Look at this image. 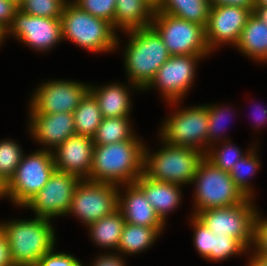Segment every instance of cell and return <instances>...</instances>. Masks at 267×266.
<instances>
[{
	"mask_svg": "<svg viewBox=\"0 0 267 266\" xmlns=\"http://www.w3.org/2000/svg\"><path fill=\"white\" fill-rule=\"evenodd\" d=\"M154 10L144 0H116L114 29L126 31L151 25Z\"/></svg>",
	"mask_w": 267,
	"mask_h": 266,
	"instance_id": "7402d4cb",
	"label": "cell"
},
{
	"mask_svg": "<svg viewBox=\"0 0 267 266\" xmlns=\"http://www.w3.org/2000/svg\"><path fill=\"white\" fill-rule=\"evenodd\" d=\"M242 53L257 61L267 60V24L252 13L235 45Z\"/></svg>",
	"mask_w": 267,
	"mask_h": 266,
	"instance_id": "603a6c76",
	"label": "cell"
},
{
	"mask_svg": "<svg viewBox=\"0 0 267 266\" xmlns=\"http://www.w3.org/2000/svg\"><path fill=\"white\" fill-rule=\"evenodd\" d=\"M37 266H82L74 256L66 253H54L53 249L46 253Z\"/></svg>",
	"mask_w": 267,
	"mask_h": 266,
	"instance_id": "8d00e7d4",
	"label": "cell"
},
{
	"mask_svg": "<svg viewBox=\"0 0 267 266\" xmlns=\"http://www.w3.org/2000/svg\"><path fill=\"white\" fill-rule=\"evenodd\" d=\"M49 220L36 217L0 224L14 266H37L39 260L55 247V232Z\"/></svg>",
	"mask_w": 267,
	"mask_h": 266,
	"instance_id": "7a4b0ae2",
	"label": "cell"
},
{
	"mask_svg": "<svg viewBox=\"0 0 267 266\" xmlns=\"http://www.w3.org/2000/svg\"><path fill=\"white\" fill-rule=\"evenodd\" d=\"M30 130L37 142L56 149L76 134L73 113H30Z\"/></svg>",
	"mask_w": 267,
	"mask_h": 266,
	"instance_id": "ac0fdd59",
	"label": "cell"
},
{
	"mask_svg": "<svg viewBox=\"0 0 267 266\" xmlns=\"http://www.w3.org/2000/svg\"><path fill=\"white\" fill-rule=\"evenodd\" d=\"M97 261L94 262V266H125L124 260L120 256H116L114 253L99 256Z\"/></svg>",
	"mask_w": 267,
	"mask_h": 266,
	"instance_id": "b9f144b4",
	"label": "cell"
},
{
	"mask_svg": "<svg viewBox=\"0 0 267 266\" xmlns=\"http://www.w3.org/2000/svg\"><path fill=\"white\" fill-rule=\"evenodd\" d=\"M118 185L80 180L75 187L68 213L88 226L111 214L118 207Z\"/></svg>",
	"mask_w": 267,
	"mask_h": 266,
	"instance_id": "8fae6325",
	"label": "cell"
},
{
	"mask_svg": "<svg viewBox=\"0 0 267 266\" xmlns=\"http://www.w3.org/2000/svg\"><path fill=\"white\" fill-rule=\"evenodd\" d=\"M126 32L130 34L124 54L126 72L133 87L144 90L171 55L151 26Z\"/></svg>",
	"mask_w": 267,
	"mask_h": 266,
	"instance_id": "3957f363",
	"label": "cell"
},
{
	"mask_svg": "<svg viewBox=\"0 0 267 266\" xmlns=\"http://www.w3.org/2000/svg\"><path fill=\"white\" fill-rule=\"evenodd\" d=\"M80 180L76 175L54 170L48 182L24 207L31 208L36 217L50 220L52 217L66 215Z\"/></svg>",
	"mask_w": 267,
	"mask_h": 266,
	"instance_id": "7c38bea8",
	"label": "cell"
},
{
	"mask_svg": "<svg viewBox=\"0 0 267 266\" xmlns=\"http://www.w3.org/2000/svg\"><path fill=\"white\" fill-rule=\"evenodd\" d=\"M241 151L230 145V143L226 142V145L219 151L213 149L206 151L205 157L213 163L218 168L222 169L225 172H229L232 170L234 165L243 157Z\"/></svg>",
	"mask_w": 267,
	"mask_h": 266,
	"instance_id": "836d02e7",
	"label": "cell"
},
{
	"mask_svg": "<svg viewBox=\"0 0 267 266\" xmlns=\"http://www.w3.org/2000/svg\"><path fill=\"white\" fill-rule=\"evenodd\" d=\"M173 114L163 123L160 132L163 142L165 141V143L174 146L197 149L206 153V150H209L208 148H204L207 145L208 133V112L206 105H200L190 109L185 108Z\"/></svg>",
	"mask_w": 267,
	"mask_h": 266,
	"instance_id": "30bf717a",
	"label": "cell"
},
{
	"mask_svg": "<svg viewBox=\"0 0 267 266\" xmlns=\"http://www.w3.org/2000/svg\"><path fill=\"white\" fill-rule=\"evenodd\" d=\"M0 266H14L10 258L6 237L0 228Z\"/></svg>",
	"mask_w": 267,
	"mask_h": 266,
	"instance_id": "60d3db41",
	"label": "cell"
},
{
	"mask_svg": "<svg viewBox=\"0 0 267 266\" xmlns=\"http://www.w3.org/2000/svg\"><path fill=\"white\" fill-rule=\"evenodd\" d=\"M256 6H267V0H256Z\"/></svg>",
	"mask_w": 267,
	"mask_h": 266,
	"instance_id": "c3c4849f",
	"label": "cell"
},
{
	"mask_svg": "<svg viewBox=\"0 0 267 266\" xmlns=\"http://www.w3.org/2000/svg\"><path fill=\"white\" fill-rule=\"evenodd\" d=\"M248 250L239 240L224 235L213 233L212 250L210 253V260L220 261L228 259L231 255H239Z\"/></svg>",
	"mask_w": 267,
	"mask_h": 266,
	"instance_id": "1f68e13d",
	"label": "cell"
},
{
	"mask_svg": "<svg viewBox=\"0 0 267 266\" xmlns=\"http://www.w3.org/2000/svg\"><path fill=\"white\" fill-rule=\"evenodd\" d=\"M68 0H24L18 7L24 13L43 18H61Z\"/></svg>",
	"mask_w": 267,
	"mask_h": 266,
	"instance_id": "4dcf8cb0",
	"label": "cell"
},
{
	"mask_svg": "<svg viewBox=\"0 0 267 266\" xmlns=\"http://www.w3.org/2000/svg\"><path fill=\"white\" fill-rule=\"evenodd\" d=\"M89 92L97 100L102 117H129L131 100L126 86L110 84L98 89L97 87L89 86Z\"/></svg>",
	"mask_w": 267,
	"mask_h": 266,
	"instance_id": "44dd1931",
	"label": "cell"
},
{
	"mask_svg": "<svg viewBox=\"0 0 267 266\" xmlns=\"http://www.w3.org/2000/svg\"><path fill=\"white\" fill-rule=\"evenodd\" d=\"M81 10L110 22L114 28L116 0H74Z\"/></svg>",
	"mask_w": 267,
	"mask_h": 266,
	"instance_id": "d6a6232c",
	"label": "cell"
},
{
	"mask_svg": "<svg viewBox=\"0 0 267 266\" xmlns=\"http://www.w3.org/2000/svg\"><path fill=\"white\" fill-rule=\"evenodd\" d=\"M259 163L254 149L251 148V150L249 149L248 153H246V156L244 155L230 171L234 183L247 198L252 199L251 195L253 194V189L250 188L251 185L248 184L246 178H248V176L251 177L252 174L254 175L260 166Z\"/></svg>",
	"mask_w": 267,
	"mask_h": 266,
	"instance_id": "f1b7e54d",
	"label": "cell"
},
{
	"mask_svg": "<svg viewBox=\"0 0 267 266\" xmlns=\"http://www.w3.org/2000/svg\"><path fill=\"white\" fill-rule=\"evenodd\" d=\"M153 155L144 147L143 174L149 179L177 185L191 184L205 153L164 142Z\"/></svg>",
	"mask_w": 267,
	"mask_h": 266,
	"instance_id": "277c9868",
	"label": "cell"
},
{
	"mask_svg": "<svg viewBox=\"0 0 267 266\" xmlns=\"http://www.w3.org/2000/svg\"><path fill=\"white\" fill-rule=\"evenodd\" d=\"M210 8L208 0H163L155 12L167 13L206 27Z\"/></svg>",
	"mask_w": 267,
	"mask_h": 266,
	"instance_id": "484cf974",
	"label": "cell"
},
{
	"mask_svg": "<svg viewBox=\"0 0 267 266\" xmlns=\"http://www.w3.org/2000/svg\"><path fill=\"white\" fill-rule=\"evenodd\" d=\"M144 144L130 139L94 145L90 175L86 180L109 184H129L143 174Z\"/></svg>",
	"mask_w": 267,
	"mask_h": 266,
	"instance_id": "6da1fadb",
	"label": "cell"
},
{
	"mask_svg": "<svg viewBox=\"0 0 267 266\" xmlns=\"http://www.w3.org/2000/svg\"><path fill=\"white\" fill-rule=\"evenodd\" d=\"M76 134L93 138L102 121L95 97L88 91L73 112Z\"/></svg>",
	"mask_w": 267,
	"mask_h": 266,
	"instance_id": "4316f807",
	"label": "cell"
},
{
	"mask_svg": "<svg viewBox=\"0 0 267 266\" xmlns=\"http://www.w3.org/2000/svg\"><path fill=\"white\" fill-rule=\"evenodd\" d=\"M22 156L21 148L15 141L8 139L0 142V178L6 184L14 176Z\"/></svg>",
	"mask_w": 267,
	"mask_h": 266,
	"instance_id": "f546056e",
	"label": "cell"
},
{
	"mask_svg": "<svg viewBox=\"0 0 267 266\" xmlns=\"http://www.w3.org/2000/svg\"><path fill=\"white\" fill-rule=\"evenodd\" d=\"M126 221L117 208L111 214L88 225L91 239L97 245L118 250L121 234Z\"/></svg>",
	"mask_w": 267,
	"mask_h": 266,
	"instance_id": "cb8c5ba5",
	"label": "cell"
},
{
	"mask_svg": "<svg viewBox=\"0 0 267 266\" xmlns=\"http://www.w3.org/2000/svg\"><path fill=\"white\" fill-rule=\"evenodd\" d=\"M248 266H265L255 255L251 257Z\"/></svg>",
	"mask_w": 267,
	"mask_h": 266,
	"instance_id": "bcb514c9",
	"label": "cell"
},
{
	"mask_svg": "<svg viewBox=\"0 0 267 266\" xmlns=\"http://www.w3.org/2000/svg\"><path fill=\"white\" fill-rule=\"evenodd\" d=\"M255 107H258V106H255ZM258 108H259V107H258ZM260 112H262L261 114L259 113L260 116H261V117L263 116V119H267V109H264V110H262V111L260 110ZM255 115H256V114H255ZM260 116H259V117H260ZM257 117H258V116H257ZM257 117H256L257 124L260 125L261 123H263V120H262V118L260 119V118L258 117V118L260 119V120H259ZM258 122H260V123H258ZM257 124H256V125H257Z\"/></svg>",
	"mask_w": 267,
	"mask_h": 266,
	"instance_id": "7dc6e473",
	"label": "cell"
},
{
	"mask_svg": "<svg viewBox=\"0 0 267 266\" xmlns=\"http://www.w3.org/2000/svg\"><path fill=\"white\" fill-rule=\"evenodd\" d=\"M13 1L17 6H19L24 0H11Z\"/></svg>",
	"mask_w": 267,
	"mask_h": 266,
	"instance_id": "f907efd6",
	"label": "cell"
},
{
	"mask_svg": "<svg viewBox=\"0 0 267 266\" xmlns=\"http://www.w3.org/2000/svg\"><path fill=\"white\" fill-rule=\"evenodd\" d=\"M25 157L22 156L14 176L7 183V196L23 207L43 188L55 170L53 151L47 148Z\"/></svg>",
	"mask_w": 267,
	"mask_h": 266,
	"instance_id": "9c48e42d",
	"label": "cell"
},
{
	"mask_svg": "<svg viewBox=\"0 0 267 266\" xmlns=\"http://www.w3.org/2000/svg\"><path fill=\"white\" fill-rule=\"evenodd\" d=\"M55 150V170L76 175L81 180L89 177L94 155L93 138L75 134Z\"/></svg>",
	"mask_w": 267,
	"mask_h": 266,
	"instance_id": "e0dca14e",
	"label": "cell"
},
{
	"mask_svg": "<svg viewBox=\"0 0 267 266\" xmlns=\"http://www.w3.org/2000/svg\"><path fill=\"white\" fill-rule=\"evenodd\" d=\"M134 183L142 190L164 223L167 213L177 208L181 202V185L149 179L144 174Z\"/></svg>",
	"mask_w": 267,
	"mask_h": 266,
	"instance_id": "ffe728a7",
	"label": "cell"
},
{
	"mask_svg": "<svg viewBox=\"0 0 267 266\" xmlns=\"http://www.w3.org/2000/svg\"><path fill=\"white\" fill-rule=\"evenodd\" d=\"M88 91L89 85L80 82L48 81L33 95L30 101V113H73Z\"/></svg>",
	"mask_w": 267,
	"mask_h": 266,
	"instance_id": "4fadbf2b",
	"label": "cell"
},
{
	"mask_svg": "<svg viewBox=\"0 0 267 266\" xmlns=\"http://www.w3.org/2000/svg\"><path fill=\"white\" fill-rule=\"evenodd\" d=\"M6 34L16 36L36 51L49 50L63 39L61 18L32 16L18 8L4 38Z\"/></svg>",
	"mask_w": 267,
	"mask_h": 266,
	"instance_id": "9a60e30c",
	"label": "cell"
},
{
	"mask_svg": "<svg viewBox=\"0 0 267 266\" xmlns=\"http://www.w3.org/2000/svg\"><path fill=\"white\" fill-rule=\"evenodd\" d=\"M206 55H175L163 63L155 77L145 88L159 87L165 99L178 103L194 81L195 65L199 58Z\"/></svg>",
	"mask_w": 267,
	"mask_h": 266,
	"instance_id": "5bb4252c",
	"label": "cell"
},
{
	"mask_svg": "<svg viewBox=\"0 0 267 266\" xmlns=\"http://www.w3.org/2000/svg\"><path fill=\"white\" fill-rule=\"evenodd\" d=\"M208 112V133H207V146L208 144L212 145V143L217 140L218 135L220 133L221 128H223L222 120L225 118L224 116L227 114L228 108L222 109L221 107H217L216 105H206ZM218 134V135H217ZM213 141V142H212ZM211 142V143H210Z\"/></svg>",
	"mask_w": 267,
	"mask_h": 266,
	"instance_id": "d590c367",
	"label": "cell"
},
{
	"mask_svg": "<svg viewBox=\"0 0 267 266\" xmlns=\"http://www.w3.org/2000/svg\"><path fill=\"white\" fill-rule=\"evenodd\" d=\"M69 2L65 4L61 16L62 38L92 52L112 51L119 45L110 22L94 17Z\"/></svg>",
	"mask_w": 267,
	"mask_h": 266,
	"instance_id": "5b68a950",
	"label": "cell"
},
{
	"mask_svg": "<svg viewBox=\"0 0 267 266\" xmlns=\"http://www.w3.org/2000/svg\"><path fill=\"white\" fill-rule=\"evenodd\" d=\"M126 195L118 192V209L127 223L147 226L164 227V222L156 213L151 203L146 199L142 190L135 184H126Z\"/></svg>",
	"mask_w": 267,
	"mask_h": 266,
	"instance_id": "d6986e66",
	"label": "cell"
},
{
	"mask_svg": "<svg viewBox=\"0 0 267 266\" xmlns=\"http://www.w3.org/2000/svg\"><path fill=\"white\" fill-rule=\"evenodd\" d=\"M253 13L267 24V6H256Z\"/></svg>",
	"mask_w": 267,
	"mask_h": 266,
	"instance_id": "7bdbcfd3",
	"label": "cell"
},
{
	"mask_svg": "<svg viewBox=\"0 0 267 266\" xmlns=\"http://www.w3.org/2000/svg\"><path fill=\"white\" fill-rule=\"evenodd\" d=\"M192 217V224L195 229L193 239L195 247L203 258L210 260L213 233L196 216L193 215Z\"/></svg>",
	"mask_w": 267,
	"mask_h": 266,
	"instance_id": "e575fe53",
	"label": "cell"
},
{
	"mask_svg": "<svg viewBox=\"0 0 267 266\" xmlns=\"http://www.w3.org/2000/svg\"><path fill=\"white\" fill-rule=\"evenodd\" d=\"M3 40H4V34H2V33L0 32V45H1V42H3Z\"/></svg>",
	"mask_w": 267,
	"mask_h": 266,
	"instance_id": "816d5d0a",
	"label": "cell"
},
{
	"mask_svg": "<svg viewBox=\"0 0 267 266\" xmlns=\"http://www.w3.org/2000/svg\"><path fill=\"white\" fill-rule=\"evenodd\" d=\"M252 13L249 9L235 6L211 7L205 27L206 42L210 51L223 43L236 45Z\"/></svg>",
	"mask_w": 267,
	"mask_h": 266,
	"instance_id": "2e32d148",
	"label": "cell"
},
{
	"mask_svg": "<svg viewBox=\"0 0 267 266\" xmlns=\"http://www.w3.org/2000/svg\"><path fill=\"white\" fill-rule=\"evenodd\" d=\"M210 7L215 6H235L244 9H249L254 12L256 0H208Z\"/></svg>",
	"mask_w": 267,
	"mask_h": 266,
	"instance_id": "ab89813d",
	"label": "cell"
},
{
	"mask_svg": "<svg viewBox=\"0 0 267 266\" xmlns=\"http://www.w3.org/2000/svg\"><path fill=\"white\" fill-rule=\"evenodd\" d=\"M265 266H267V256H256Z\"/></svg>",
	"mask_w": 267,
	"mask_h": 266,
	"instance_id": "681fc988",
	"label": "cell"
},
{
	"mask_svg": "<svg viewBox=\"0 0 267 266\" xmlns=\"http://www.w3.org/2000/svg\"><path fill=\"white\" fill-rule=\"evenodd\" d=\"M19 7L11 0H0V32L5 34L11 27Z\"/></svg>",
	"mask_w": 267,
	"mask_h": 266,
	"instance_id": "f35d334b",
	"label": "cell"
},
{
	"mask_svg": "<svg viewBox=\"0 0 267 266\" xmlns=\"http://www.w3.org/2000/svg\"><path fill=\"white\" fill-rule=\"evenodd\" d=\"M193 183L196 186L194 216L206 209L229 207L247 199L234 183L230 173L218 168L206 157L201 160Z\"/></svg>",
	"mask_w": 267,
	"mask_h": 266,
	"instance_id": "8992f818",
	"label": "cell"
},
{
	"mask_svg": "<svg viewBox=\"0 0 267 266\" xmlns=\"http://www.w3.org/2000/svg\"><path fill=\"white\" fill-rule=\"evenodd\" d=\"M251 198L240 204L206 209L196 217L215 235L224 234L239 240L247 249L254 243V229L258 210ZM249 247V248H248Z\"/></svg>",
	"mask_w": 267,
	"mask_h": 266,
	"instance_id": "ba28073f",
	"label": "cell"
},
{
	"mask_svg": "<svg viewBox=\"0 0 267 266\" xmlns=\"http://www.w3.org/2000/svg\"><path fill=\"white\" fill-rule=\"evenodd\" d=\"M161 37L171 56L208 55L205 27L167 13L154 12L150 25Z\"/></svg>",
	"mask_w": 267,
	"mask_h": 266,
	"instance_id": "52a82bcc",
	"label": "cell"
},
{
	"mask_svg": "<svg viewBox=\"0 0 267 266\" xmlns=\"http://www.w3.org/2000/svg\"><path fill=\"white\" fill-rule=\"evenodd\" d=\"M164 227H147L139 226L131 223H125L118 251L122 254H136L150 248L152 243L161 234Z\"/></svg>",
	"mask_w": 267,
	"mask_h": 266,
	"instance_id": "d4e9b609",
	"label": "cell"
},
{
	"mask_svg": "<svg viewBox=\"0 0 267 266\" xmlns=\"http://www.w3.org/2000/svg\"><path fill=\"white\" fill-rule=\"evenodd\" d=\"M149 6L156 11L161 4L163 3V0H144Z\"/></svg>",
	"mask_w": 267,
	"mask_h": 266,
	"instance_id": "ee69618b",
	"label": "cell"
},
{
	"mask_svg": "<svg viewBox=\"0 0 267 266\" xmlns=\"http://www.w3.org/2000/svg\"><path fill=\"white\" fill-rule=\"evenodd\" d=\"M129 117L102 118L94 137V145H107L130 139H138L133 135Z\"/></svg>",
	"mask_w": 267,
	"mask_h": 266,
	"instance_id": "83f0119b",
	"label": "cell"
},
{
	"mask_svg": "<svg viewBox=\"0 0 267 266\" xmlns=\"http://www.w3.org/2000/svg\"><path fill=\"white\" fill-rule=\"evenodd\" d=\"M256 252L255 256H267V220L261 219L257 214L254 229V243Z\"/></svg>",
	"mask_w": 267,
	"mask_h": 266,
	"instance_id": "74e56055",
	"label": "cell"
},
{
	"mask_svg": "<svg viewBox=\"0 0 267 266\" xmlns=\"http://www.w3.org/2000/svg\"><path fill=\"white\" fill-rule=\"evenodd\" d=\"M7 196V184L0 178V198Z\"/></svg>",
	"mask_w": 267,
	"mask_h": 266,
	"instance_id": "f6af8a7d",
	"label": "cell"
}]
</instances>
